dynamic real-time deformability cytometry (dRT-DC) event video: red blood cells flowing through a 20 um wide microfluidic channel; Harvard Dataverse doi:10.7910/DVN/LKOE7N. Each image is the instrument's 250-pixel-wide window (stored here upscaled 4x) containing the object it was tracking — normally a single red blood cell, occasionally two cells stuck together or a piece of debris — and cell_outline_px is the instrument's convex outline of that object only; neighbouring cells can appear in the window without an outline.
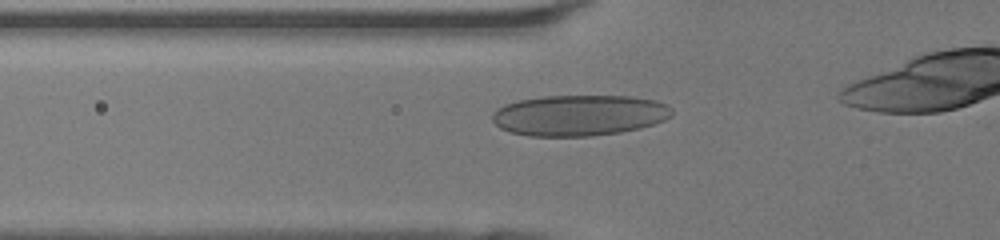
{"species": "human", "species_latin": "Homo sapiens", "temperature_condition": "room temperature", "stored_images_in_passage": 31, "camera_frame_rate_fps": 3000, "um_per_image_px": 0.085, "donor": {"sex": "female"}, "frame": {"image": 1, "passage_image": 6, "time_ms": 1.667, "image_size_px": [1000, 240], "cell_outline_px": [[672, 116], [664, 120], [640, 128], [620, 132], [592, 136], [528, 136], [512, 132], [500, 128], [492, 120], [492, 112], [496, 108], [504, 104], [516, 100], [544, 96], [632, 96], [656, 100], [672, 108]], "centroid_in_image_um": [49.21, 9.79], "position_along_channel_um": 76.6, "area_um2": 43.0}}
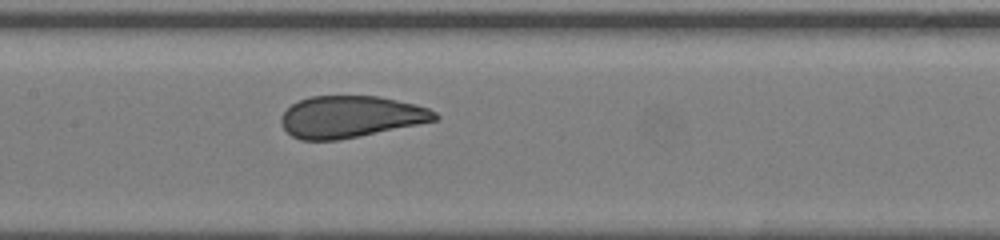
{"frame": {"image": 2, "passage_image": 13, "time_ms": 4.0, "image_size_px": [1000, 240], "cell_outline_px": [[440, 116], [436, 120], [360, 136], [340, 140], [300, 140], [292, 136], [280, 124], [280, 116], [292, 104], [308, 96], [380, 96], [416, 104], [428, 108], [436, 112]], "centroid_in_image_um": [29.78, 9.92], "position_along_channel_um": 177.6, "area_um2": 37.45}}
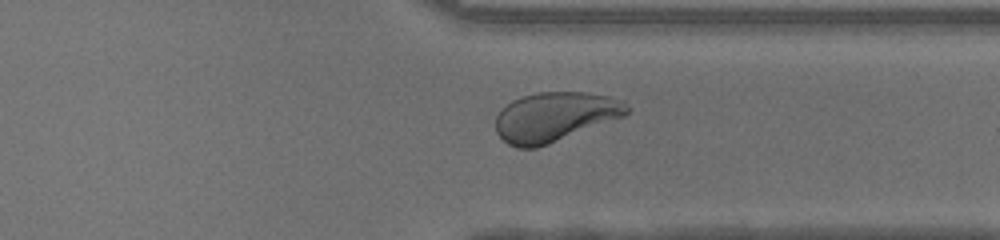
{"frame": {"image": 3, "passage_image": 26, "time_ms": 8.333, "image_size_px": [1000, 240], "cell_outline_px": [[628, 112], [624, 116], [548, 144], [536, 148], [516, 148], [508, 144], [496, 132], [496, 116], [512, 100], [524, 96], [540, 92], [588, 92], [608, 96], [624, 100], [628, 104]], "centroid_in_image_um": [47.17, 9.93], "position_along_channel_um": 364.2, "area_um2": 37.51}}